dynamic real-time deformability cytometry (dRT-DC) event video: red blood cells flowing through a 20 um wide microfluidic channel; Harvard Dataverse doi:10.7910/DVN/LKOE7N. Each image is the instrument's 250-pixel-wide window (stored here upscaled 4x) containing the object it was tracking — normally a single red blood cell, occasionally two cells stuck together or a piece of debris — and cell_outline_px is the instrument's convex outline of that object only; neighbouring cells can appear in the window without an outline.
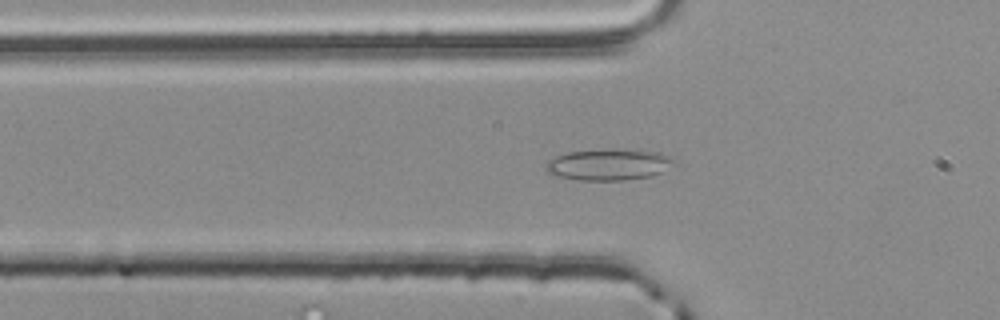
{"species": "common noctule bat (a hibernating species)", "species_latin": "Nyctalus noctula", "temperature_condition": "room temperature", "stored_images_in_passage": 40, "camera_frame_rate_fps": 3000, "um_per_image_px": 0.085, "animal": {"sex": "male", "body_mass_g": 20.4}, "frame": {"image": 1, "passage_image": 4, "time_ms": 1.0, "image_size_px": [1000, 320], "cell_outline_px": [[672, 160], [660, 172], [652, 176], [624, 180], [576, 180], [560, 176], [548, 172], [544, 168], [548, 160], [556, 156], [568, 152], [656, 152], [672, 156]], "centroid_in_image_um": [51.64, 14.05], "position_along_channel_um": 74.2, "area_um2": 21.79}}
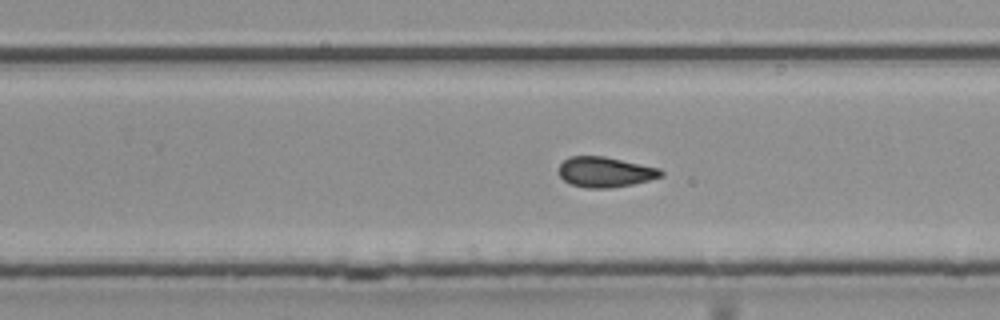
{"frame": {"image": 2, "passage_image": 20, "time_ms": 6.333, "image_size_px": [1000, 320], "cell_outline_px": [[664, 176], [632, 184], [612, 188], [588, 188], [572, 184], [564, 180], [560, 176], [560, 164], [568, 156], [604, 156], [660, 168], [664, 172]], "centroid_in_image_um": [51.46, 14.62], "position_along_channel_um": 278.3, "area_um2": 17.98}}
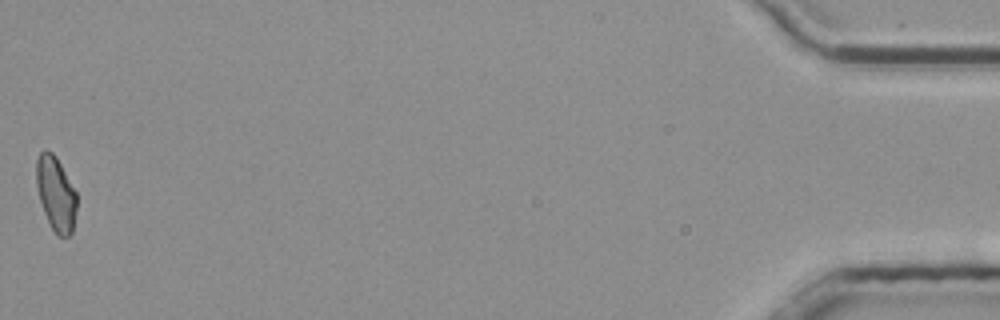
{"frame": {"image": 3, "passage_image": 40, "time_ms": 13.0, "image_size_px": [1000, 320], "cell_outline_px": [[76, 208], [72, 232], [68, 236], [56, 236], [44, 212], [40, 200], [36, 184], [36, 160], [40, 152], [44, 148], [52, 152], [56, 156], [76, 192]], "centroid_in_image_um": [4.73, 16.44], "position_along_channel_um": 430.5, "area_um2": 17.4}, "authors_computed_cell_mechanics": {"area_um2": 18.0625, "velocity_mm_per_s": 3.8251, "shape_relaxation_time_tau1_ms": null, "shape_relaxation_time_tau2_ms": 1.8717, "deformation_change_tau1": null, "deformation_change_tau2": 0.0655}}